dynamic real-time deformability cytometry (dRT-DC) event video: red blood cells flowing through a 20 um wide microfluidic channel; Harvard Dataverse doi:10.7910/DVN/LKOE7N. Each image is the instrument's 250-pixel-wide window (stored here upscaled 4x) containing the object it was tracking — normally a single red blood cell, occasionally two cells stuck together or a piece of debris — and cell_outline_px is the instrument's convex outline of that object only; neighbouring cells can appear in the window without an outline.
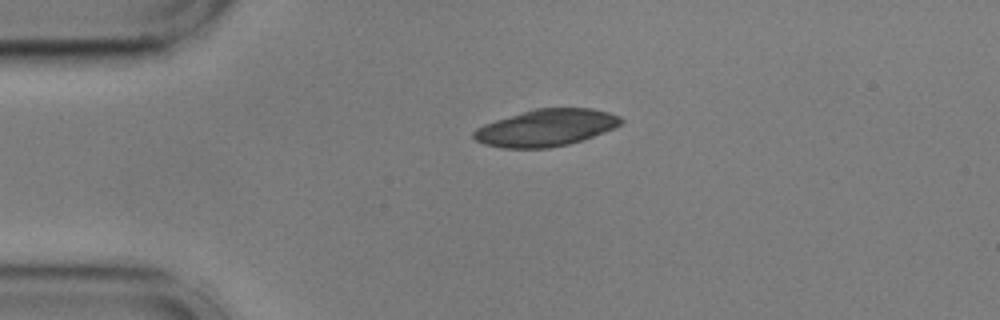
{"species": "common noctule bat (a hibernating species)", "species_latin": "Nyctalus noctula", "temperature_condition": "cold", "stored_images_in_passage": 43, "camera_frame_rate_fps": 3000, "um_per_image_px": 0.085, "animal": {"sex": "male", "body_mass_g": 17.9, "forearm_length_mm": 54.2}, "frame": {"image": 1, "passage_image": 1, "time_ms": 0.0, "image_size_px": [1000, 320], "cell_outline_px": [[624, 120], [616, 128], [568, 144], [548, 148], [504, 148], [484, 144], [476, 140], [472, 136], [472, 132], [476, 128], [484, 124], [496, 120], [536, 108], [592, 108], [608, 112], [620, 116]], "centroid_in_image_um": [46.42, 10.86], "position_along_channel_um": 38.6, "area_um2": 31.5}}